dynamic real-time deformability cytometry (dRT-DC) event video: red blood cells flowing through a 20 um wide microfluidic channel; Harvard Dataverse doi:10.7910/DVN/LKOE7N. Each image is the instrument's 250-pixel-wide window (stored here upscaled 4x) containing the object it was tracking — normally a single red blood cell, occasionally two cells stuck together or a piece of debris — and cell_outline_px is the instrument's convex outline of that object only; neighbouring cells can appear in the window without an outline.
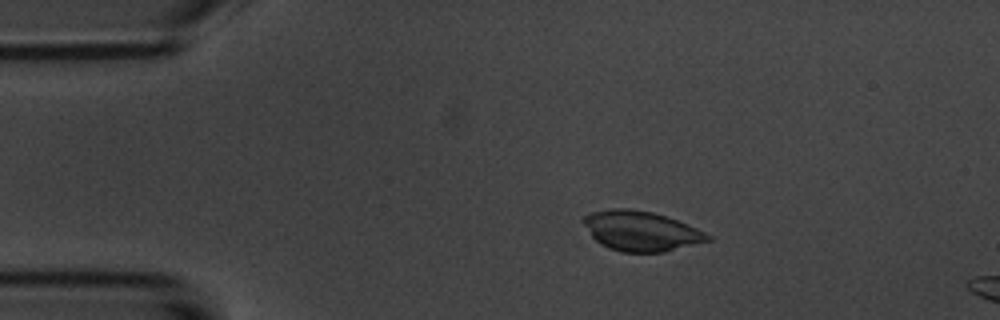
{"species": "common noctule bat (a hibernating species)", "species_latin": "Nyctalus noctula", "temperature_condition": "room temperature", "stored_images_in_passage": 6, "camera_frame_rate_fps": 3000, "um_per_image_px": 0.085, "animal": {"sex": "male", "body_mass_g": 20.1, "forearm_length_mm": 53.5}, "frame": {"image": 1, "passage_image": 2, "time_ms": 1.0, "image_size_px": [1000, 320], "cell_outline_px": [[712, 240], [664, 252], [620, 252], [608, 248], [600, 244], [592, 236], [580, 220], [584, 216], [592, 212], [612, 208], [628, 208], [652, 212], [676, 220], [696, 228], [712, 236]], "centroid_in_image_um": [54.46, 19.64], "position_along_channel_um": 30.5, "area_um2": 28.84}}
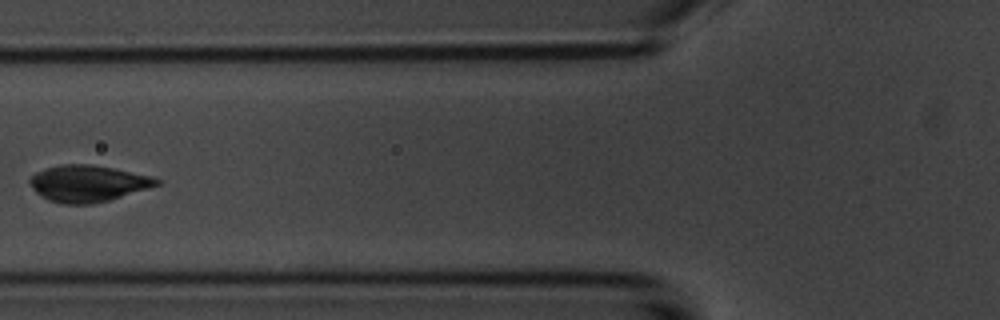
{"frame": {"image": 2, "passage_image": 5, "time_ms": 4.667, "image_size_px": [1000, 320], "cell_outline_px": [[164, 180], [160, 184], [148, 188], [108, 200], [92, 204], [64, 204], [48, 200], [40, 196], [32, 188], [28, 180], [36, 172], [44, 168], [60, 164], [92, 164], [152, 176]], "centroid_in_image_um": [7.45, 15.59], "position_along_channel_um": 118.3, "area_um2": 27.05}}
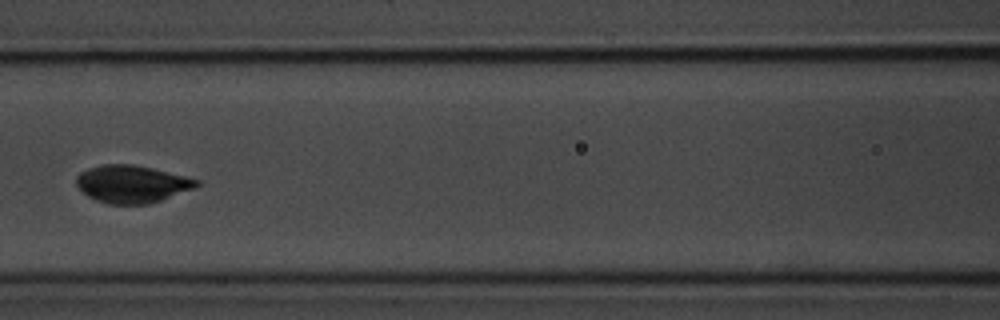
{"frame": {"image": 3, "passage_image": 6, "time_ms": 5.667, "image_size_px": [1000, 320], "cell_outline_px": [[200, 184], [196, 188], [148, 204], [108, 204], [96, 200], [88, 196], [76, 184], [76, 176], [80, 172], [88, 168], [104, 164], [132, 164], [152, 168], [200, 180]], "centroid_in_image_um": [11.21, 15.64], "position_along_channel_um": 155.4, "area_um2": 26.18}}